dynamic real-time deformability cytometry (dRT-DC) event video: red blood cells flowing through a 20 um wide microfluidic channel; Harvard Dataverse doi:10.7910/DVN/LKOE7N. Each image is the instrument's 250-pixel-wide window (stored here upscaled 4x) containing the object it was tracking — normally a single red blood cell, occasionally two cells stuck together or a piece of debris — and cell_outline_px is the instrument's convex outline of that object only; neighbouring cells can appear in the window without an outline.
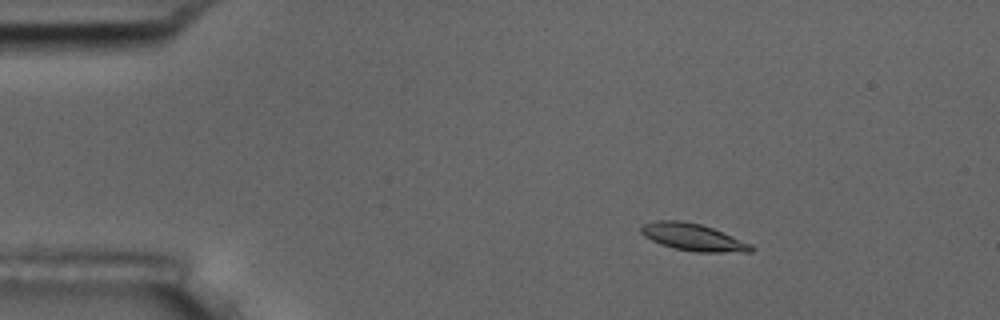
{"species": "common noctule bat (a hibernating species)", "species_latin": "Nyctalus noctula", "temperature_condition": "room temperature", "stored_images_in_passage": 5, "camera_frame_rate_fps": 3000, "um_per_image_px": 0.085, "animal": {"sex": "male", "body_mass_g": 17.5, "forearm_length_mm": 52.3}, "frame": {"image": 1, "passage_image": 3, "time_ms": 3.0, "image_size_px": [1000, 320], "cell_outline_px": [[756, 248], [752, 252], [696, 252], [676, 248], [660, 244], [644, 236], [640, 232], [640, 224], [656, 220], [680, 220], [700, 224], [712, 228], [752, 244]], "centroid_in_image_um": [58.9, 20.15], "position_along_channel_um": 26.1, "area_um2": 17.46}}